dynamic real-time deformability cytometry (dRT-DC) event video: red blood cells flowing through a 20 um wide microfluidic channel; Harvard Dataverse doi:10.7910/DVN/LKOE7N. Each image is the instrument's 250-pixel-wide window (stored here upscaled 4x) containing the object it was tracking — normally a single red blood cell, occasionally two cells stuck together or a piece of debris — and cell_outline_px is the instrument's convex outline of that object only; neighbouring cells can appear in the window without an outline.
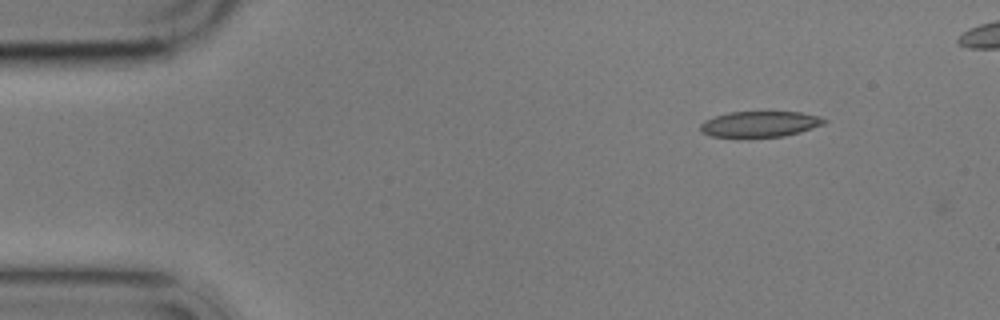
{"species": "common noctule bat (a hibernating species)", "species_latin": "Nyctalus noctula", "temperature_condition": "cold", "stored_images_in_passage": 3, "camera_frame_rate_fps": 3000, "um_per_image_px": 0.085, "animal": {"sex": "male", "body_mass_g": 17.9}, "frame": {"image": 1, "passage_image": 2, "time_ms": 1.333, "image_size_px": [1000, 320], "cell_outline_px": [[828, 120], [824, 124], [800, 132], [784, 136], [712, 136], [700, 132], [700, 124], [704, 120], [728, 112], [800, 112], [820, 116]], "centroid_in_image_um": [64.61, 10.53], "position_along_channel_um": 20.4, "area_um2": 18.38}}